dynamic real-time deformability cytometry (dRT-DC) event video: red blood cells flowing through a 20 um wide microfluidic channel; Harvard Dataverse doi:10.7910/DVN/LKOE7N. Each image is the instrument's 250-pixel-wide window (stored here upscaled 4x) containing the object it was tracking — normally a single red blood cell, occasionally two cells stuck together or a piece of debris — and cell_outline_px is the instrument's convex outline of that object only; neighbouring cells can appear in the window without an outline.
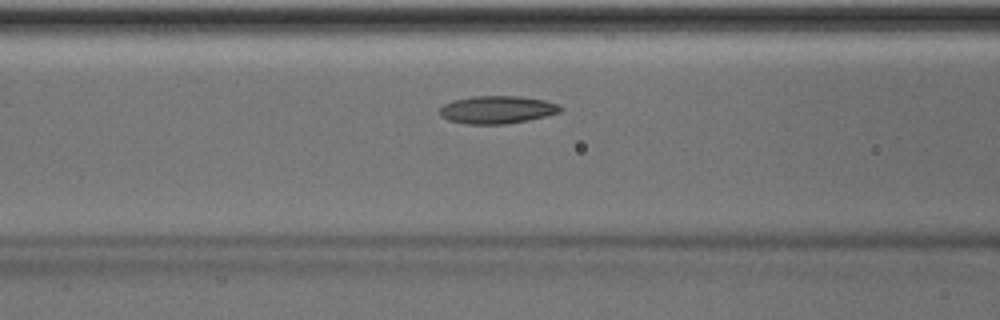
{"species": "Egyptian fruit bat (a non-hibernating species)", "species_latin": "Rousettus aegyptiacus", "temperature_condition": "room temperature", "stored_images_in_passage": 37, "camera_frame_rate_fps": 3000, "um_per_image_px": 0.085, "animal": {"sex": "male"}, "frame": {"image": 1, "passage_image": 11, "time_ms": 3.333, "image_size_px": [1000, 320], "cell_outline_px": [[564, 108], [560, 112], [528, 120], [504, 124], [468, 124], [448, 120], [440, 116], [440, 108], [444, 104], [452, 100], [472, 96], [520, 96], [544, 100], [560, 104]], "centroid_in_image_um": [42.26, 9.32], "position_along_channel_um": 124.3, "area_um2": 19.59}}
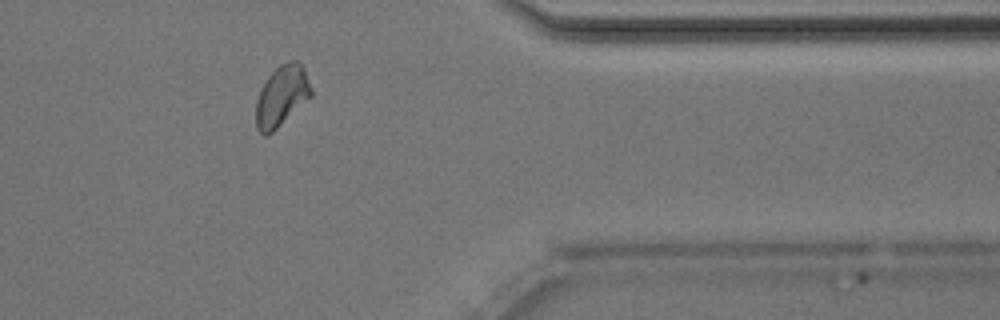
{"frame": {"image": 2, "passage_image": 32, "time_ms": 10.333, "image_size_px": [1000, 320], "cell_outline_px": [[312, 96], [272, 132], [264, 136], [256, 128], [256, 100], [268, 76], [280, 64], [292, 60], [296, 60], [304, 68], [312, 88]], "centroid_in_image_um": [23.95, 8.15], "position_along_channel_um": 387.4, "area_um2": 19.31}, "authors_computed_cell_mechanics": {"area_um2": 19.1318, "velocity_mm_per_s": 3.9861, "shape_relaxation_time_tau1_ms": 5.7714, "shape_relaxation_time_tau2_ms": 5.7353, "deformation_change_tau1": 0.1075, "deformation_change_tau2": 0.1048}}